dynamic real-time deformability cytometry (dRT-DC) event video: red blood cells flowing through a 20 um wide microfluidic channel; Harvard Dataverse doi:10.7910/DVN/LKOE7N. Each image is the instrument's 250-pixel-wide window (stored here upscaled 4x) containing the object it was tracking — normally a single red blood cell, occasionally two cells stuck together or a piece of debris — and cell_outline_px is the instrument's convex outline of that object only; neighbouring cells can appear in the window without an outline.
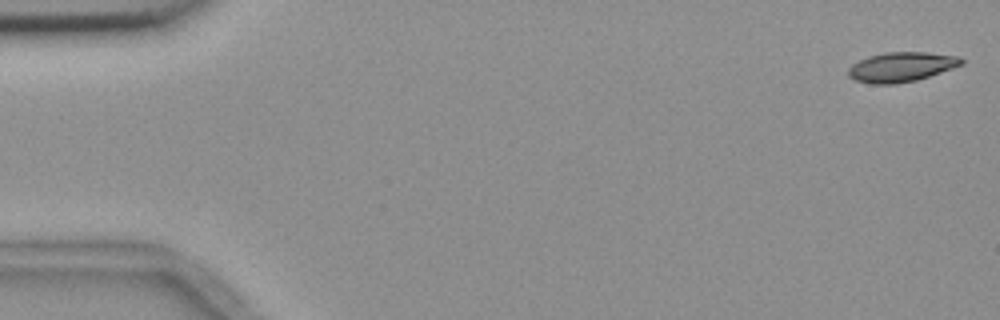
{"species": "common noctule bat (a hibernating species)", "species_latin": "Nyctalus noctula", "temperature_condition": "room temperature", "stored_images_in_passage": 55, "camera_frame_rate_fps": 3000, "um_per_image_px": 0.085, "animal": {"sex": "female", "body_mass_g": 18.4}, "frame": {"image": 1, "passage_image": 1, "time_ms": 0.0, "image_size_px": [1000, 320], "cell_outline_px": [[964, 64], [916, 80], [896, 84], [872, 84], [856, 80], [848, 76], [848, 68], [852, 64], [868, 56], [884, 52], [928, 52], [960, 56], [964, 60]], "centroid_in_image_um": [76.61, 5.68], "position_along_channel_um": 8.4, "area_um2": 19.59}}
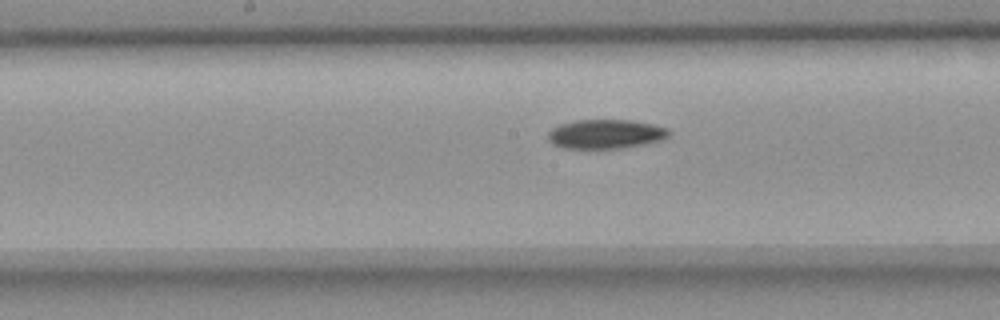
{"frame": {"image": 2, "passage_image": 28, "time_ms": 9.0, "image_size_px": [1000, 320], "cell_outline_px": [[672, 132], [668, 136], [660, 140], [644, 144], [624, 148], [564, 148], [552, 144], [548, 140], [548, 132], [552, 128], [560, 124], [576, 120], [632, 120], [652, 124], [668, 128]], "centroid_in_image_um": [51.48, 11.39], "position_along_channel_um": 196.7, "area_um2": 20.63}}
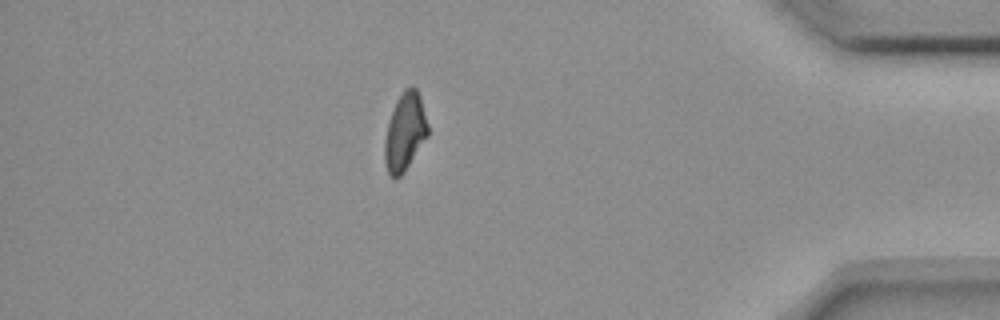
{"frame": {"image": 3, "passage_image": 48, "time_ms": 15.667, "image_size_px": [1000, 320], "cell_outline_px": [[428, 136], [404, 172], [396, 180], [388, 172], [384, 160], [384, 140], [388, 124], [396, 100], [404, 88], [416, 88], [420, 96], [428, 124]], "centroid_in_image_um": [34.42, 11.23], "position_along_channel_um": 400.8, "area_um2": 19.48}, "authors_computed_cell_mechanics": {"area_um2": 20.2878, "velocity_mm_per_s": 3.6538, "shape_relaxation_time_tau1_ms": 8.6845, "shape_relaxation_time_tau2_ms": null, "deformation_change_tau1": 0.1972, "deformation_change_tau2": null}}